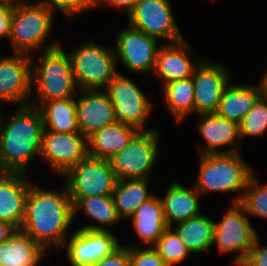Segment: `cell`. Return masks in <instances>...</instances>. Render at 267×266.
Here are the masks:
<instances>
[{
    "label": "cell",
    "instance_id": "cell-1",
    "mask_svg": "<svg viewBox=\"0 0 267 266\" xmlns=\"http://www.w3.org/2000/svg\"><path fill=\"white\" fill-rule=\"evenodd\" d=\"M31 183L20 229L45 251L60 249L68 239L66 234L73 223V205L67 188L46 190ZM58 248V249H57Z\"/></svg>",
    "mask_w": 267,
    "mask_h": 266
},
{
    "label": "cell",
    "instance_id": "cell-2",
    "mask_svg": "<svg viewBox=\"0 0 267 266\" xmlns=\"http://www.w3.org/2000/svg\"><path fill=\"white\" fill-rule=\"evenodd\" d=\"M16 109L7 123L0 116V172L27 174L30 161L40 155L43 117L30 104Z\"/></svg>",
    "mask_w": 267,
    "mask_h": 266
},
{
    "label": "cell",
    "instance_id": "cell-3",
    "mask_svg": "<svg viewBox=\"0 0 267 266\" xmlns=\"http://www.w3.org/2000/svg\"><path fill=\"white\" fill-rule=\"evenodd\" d=\"M31 90L36 94L30 105L38 108L44 102L76 97L79 89L73 77L72 64L61 44L42 50L36 62L31 56Z\"/></svg>",
    "mask_w": 267,
    "mask_h": 266
},
{
    "label": "cell",
    "instance_id": "cell-4",
    "mask_svg": "<svg viewBox=\"0 0 267 266\" xmlns=\"http://www.w3.org/2000/svg\"><path fill=\"white\" fill-rule=\"evenodd\" d=\"M54 13L48 6L38 2L13 0V15L9 40L14 53L33 55V52L47 50L61 44H45L54 25Z\"/></svg>",
    "mask_w": 267,
    "mask_h": 266
},
{
    "label": "cell",
    "instance_id": "cell-5",
    "mask_svg": "<svg viewBox=\"0 0 267 266\" xmlns=\"http://www.w3.org/2000/svg\"><path fill=\"white\" fill-rule=\"evenodd\" d=\"M241 152L199 155L198 178L194 187L200 194L238 192L232 203H240L255 171L242 158Z\"/></svg>",
    "mask_w": 267,
    "mask_h": 266
},
{
    "label": "cell",
    "instance_id": "cell-6",
    "mask_svg": "<svg viewBox=\"0 0 267 266\" xmlns=\"http://www.w3.org/2000/svg\"><path fill=\"white\" fill-rule=\"evenodd\" d=\"M81 44L68 53L75 83L79 90H104L119 73L115 49L90 40Z\"/></svg>",
    "mask_w": 267,
    "mask_h": 266
},
{
    "label": "cell",
    "instance_id": "cell-7",
    "mask_svg": "<svg viewBox=\"0 0 267 266\" xmlns=\"http://www.w3.org/2000/svg\"><path fill=\"white\" fill-rule=\"evenodd\" d=\"M72 205L81 198L112 196L117 178L109 160L86 156L64 175Z\"/></svg>",
    "mask_w": 267,
    "mask_h": 266
},
{
    "label": "cell",
    "instance_id": "cell-8",
    "mask_svg": "<svg viewBox=\"0 0 267 266\" xmlns=\"http://www.w3.org/2000/svg\"><path fill=\"white\" fill-rule=\"evenodd\" d=\"M159 131H139L130 143L115 153L110 165L117 180L148 179L159 155Z\"/></svg>",
    "mask_w": 267,
    "mask_h": 266
},
{
    "label": "cell",
    "instance_id": "cell-9",
    "mask_svg": "<svg viewBox=\"0 0 267 266\" xmlns=\"http://www.w3.org/2000/svg\"><path fill=\"white\" fill-rule=\"evenodd\" d=\"M248 217L241 203H232L221 221L214 222L213 245L216 244L222 254L236 253L233 263L238 266L245 261L258 237Z\"/></svg>",
    "mask_w": 267,
    "mask_h": 266
},
{
    "label": "cell",
    "instance_id": "cell-10",
    "mask_svg": "<svg viewBox=\"0 0 267 266\" xmlns=\"http://www.w3.org/2000/svg\"><path fill=\"white\" fill-rule=\"evenodd\" d=\"M104 90L113 104L116 122L135 127L138 131L154 129L145 128L152 111V102L133 80L118 73Z\"/></svg>",
    "mask_w": 267,
    "mask_h": 266
},
{
    "label": "cell",
    "instance_id": "cell-11",
    "mask_svg": "<svg viewBox=\"0 0 267 266\" xmlns=\"http://www.w3.org/2000/svg\"><path fill=\"white\" fill-rule=\"evenodd\" d=\"M169 0H138L127 15L129 26L159 41L175 43L185 39L180 32ZM161 39V40H160Z\"/></svg>",
    "mask_w": 267,
    "mask_h": 266
},
{
    "label": "cell",
    "instance_id": "cell-12",
    "mask_svg": "<svg viewBox=\"0 0 267 266\" xmlns=\"http://www.w3.org/2000/svg\"><path fill=\"white\" fill-rule=\"evenodd\" d=\"M116 60L135 74L154 72L159 40L129 26L116 34Z\"/></svg>",
    "mask_w": 267,
    "mask_h": 266
},
{
    "label": "cell",
    "instance_id": "cell-13",
    "mask_svg": "<svg viewBox=\"0 0 267 266\" xmlns=\"http://www.w3.org/2000/svg\"><path fill=\"white\" fill-rule=\"evenodd\" d=\"M192 77L194 112L197 115L216 113L222 93L231 82V73L222 64L204 58Z\"/></svg>",
    "mask_w": 267,
    "mask_h": 266
},
{
    "label": "cell",
    "instance_id": "cell-14",
    "mask_svg": "<svg viewBox=\"0 0 267 266\" xmlns=\"http://www.w3.org/2000/svg\"><path fill=\"white\" fill-rule=\"evenodd\" d=\"M120 246L119 239L111 230L78 229L63 247L66 248V258L71 266H92Z\"/></svg>",
    "mask_w": 267,
    "mask_h": 266
},
{
    "label": "cell",
    "instance_id": "cell-15",
    "mask_svg": "<svg viewBox=\"0 0 267 266\" xmlns=\"http://www.w3.org/2000/svg\"><path fill=\"white\" fill-rule=\"evenodd\" d=\"M87 155V138L81 133L43 131L39 157L58 175L63 176Z\"/></svg>",
    "mask_w": 267,
    "mask_h": 266
},
{
    "label": "cell",
    "instance_id": "cell-16",
    "mask_svg": "<svg viewBox=\"0 0 267 266\" xmlns=\"http://www.w3.org/2000/svg\"><path fill=\"white\" fill-rule=\"evenodd\" d=\"M31 91V56L13 53L1 57L0 102L29 105Z\"/></svg>",
    "mask_w": 267,
    "mask_h": 266
},
{
    "label": "cell",
    "instance_id": "cell-17",
    "mask_svg": "<svg viewBox=\"0 0 267 266\" xmlns=\"http://www.w3.org/2000/svg\"><path fill=\"white\" fill-rule=\"evenodd\" d=\"M76 95L77 126L88 138L100 129L115 123L114 107L105 90H79Z\"/></svg>",
    "mask_w": 267,
    "mask_h": 266
},
{
    "label": "cell",
    "instance_id": "cell-18",
    "mask_svg": "<svg viewBox=\"0 0 267 266\" xmlns=\"http://www.w3.org/2000/svg\"><path fill=\"white\" fill-rule=\"evenodd\" d=\"M198 131L204 139L205 146L199 147L200 155L229 154L240 152L239 124L219 116L217 113L197 115ZM238 139V141H237ZM227 147V149L219 150ZM229 148V149H228Z\"/></svg>",
    "mask_w": 267,
    "mask_h": 266
},
{
    "label": "cell",
    "instance_id": "cell-19",
    "mask_svg": "<svg viewBox=\"0 0 267 266\" xmlns=\"http://www.w3.org/2000/svg\"><path fill=\"white\" fill-rule=\"evenodd\" d=\"M193 52L186 39L175 43H164L157 52L154 75L162 79L163 85L192 77L196 67L203 60ZM190 53L197 59L196 63L192 61Z\"/></svg>",
    "mask_w": 267,
    "mask_h": 266
},
{
    "label": "cell",
    "instance_id": "cell-20",
    "mask_svg": "<svg viewBox=\"0 0 267 266\" xmlns=\"http://www.w3.org/2000/svg\"><path fill=\"white\" fill-rule=\"evenodd\" d=\"M30 185L25 173L0 172V221L20 229Z\"/></svg>",
    "mask_w": 267,
    "mask_h": 266
},
{
    "label": "cell",
    "instance_id": "cell-21",
    "mask_svg": "<svg viewBox=\"0 0 267 266\" xmlns=\"http://www.w3.org/2000/svg\"><path fill=\"white\" fill-rule=\"evenodd\" d=\"M199 196L201 194L193 186L188 188L179 182H172L166 189L163 205L164 219L168 227L187 221L201 214Z\"/></svg>",
    "mask_w": 267,
    "mask_h": 266
},
{
    "label": "cell",
    "instance_id": "cell-22",
    "mask_svg": "<svg viewBox=\"0 0 267 266\" xmlns=\"http://www.w3.org/2000/svg\"><path fill=\"white\" fill-rule=\"evenodd\" d=\"M139 131L124 123L115 122L87 138V154L92 158L109 160L125 148Z\"/></svg>",
    "mask_w": 267,
    "mask_h": 266
},
{
    "label": "cell",
    "instance_id": "cell-23",
    "mask_svg": "<svg viewBox=\"0 0 267 266\" xmlns=\"http://www.w3.org/2000/svg\"><path fill=\"white\" fill-rule=\"evenodd\" d=\"M129 219L133 222L137 236L147 247L153 246L168 228L162 201L155 194L140 205Z\"/></svg>",
    "mask_w": 267,
    "mask_h": 266
},
{
    "label": "cell",
    "instance_id": "cell-24",
    "mask_svg": "<svg viewBox=\"0 0 267 266\" xmlns=\"http://www.w3.org/2000/svg\"><path fill=\"white\" fill-rule=\"evenodd\" d=\"M262 96L260 83L257 86L250 84H230L222 93L217 114L225 119L240 124L247 112Z\"/></svg>",
    "mask_w": 267,
    "mask_h": 266
},
{
    "label": "cell",
    "instance_id": "cell-25",
    "mask_svg": "<svg viewBox=\"0 0 267 266\" xmlns=\"http://www.w3.org/2000/svg\"><path fill=\"white\" fill-rule=\"evenodd\" d=\"M46 251L21 229L0 244V266H37Z\"/></svg>",
    "mask_w": 267,
    "mask_h": 266
},
{
    "label": "cell",
    "instance_id": "cell-26",
    "mask_svg": "<svg viewBox=\"0 0 267 266\" xmlns=\"http://www.w3.org/2000/svg\"><path fill=\"white\" fill-rule=\"evenodd\" d=\"M214 222L209 216L201 213L187 221L176 223V226H171V228L194 255L213 247Z\"/></svg>",
    "mask_w": 267,
    "mask_h": 266
},
{
    "label": "cell",
    "instance_id": "cell-27",
    "mask_svg": "<svg viewBox=\"0 0 267 266\" xmlns=\"http://www.w3.org/2000/svg\"><path fill=\"white\" fill-rule=\"evenodd\" d=\"M38 109L43 117L44 131L80 133L75 98L44 102Z\"/></svg>",
    "mask_w": 267,
    "mask_h": 266
},
{
    "label": "cell",
    "instance_id": "cell-28",
    "mask_svg": "<svg viewBox=\"0 0 267 266\" xmlns=\"http://www.w3.org/2000/svg\"><path fill=\"white\" fill-rule=\"evenodd\" d=\"M148 179L117 180L112 199L120 219H129L136 209L154 194L148 191Z\"/></svg>",
    "mask_w": 267,
    "mask_h": 266
},
{
    "label": "cell",
    "instance_id": "cell-29",
    "mask_svg": "<svg viewBox=\"0 0 267 266\" xmlns=\"http://www.w3.org/2000/svg\"><path fill=\"white\" fill-rule=\"evenodd\" d=\"M81 209L83 214H85L84 216H88L91 220L99 223V225L88 224L78 229L109 230L106 227H113L116 224H119L121 220L117 215L112 196H91L81 198L73 206V219L76 218Z\"/></svg>",
    "mask_w": 267,
    "mask_h": 266
},
{
    "label": "cell",
    "instance_id": "cell-30",
    "mask_svg": "<svg viewBox=\"0 0 267 266\" xmlns=\"http://www.w3.org/2000/svg\"><path fill=\"white\" fill-rule=\"evenodd\" d=\"M162 89L165 106L178 123L194 112L193 77L169 82Z\"/></svg>",
    "mask_w": 267,
    "mask_h": 266
},
{
    "label": "cell",
    "instance_id": "cell-31",
    "mask_svg": "<svg viewBox=\"0 0 267 266\" xmlns=\"http://www.w3.org/2000/svg\"><path fill=\"white\" fill-rule=\"evenodd\" d=\"M167 266L181 264L188 257L190 250L185 246L176 232L168 227L152 246Z\"/></svg>",
    "mask_w": 267,
    "mask_h": 266
},
{
    "label": "cell",
    "instance_id": "cell-32",
    "mask_svg": "<svg viewBox=\"0 0 267 266\" xmlns=\"http://www.w3.org/2000/svg\"><path fill=\"white\" fill-rule=\"evenodd\" d=\"M240 139L255 136L263 137L267 133V99L261 96L247 112L239 124Z\"/></svg>",
    "mask_w": 267,
    "mask_h": 266
},
{
    "label": "cell",
    "instance_id": "cell-33",
    "mask_svg": "<svg viewBox=\"0 0 267 266\" xmlns=\"http://www.w3.org/2000/svg\"><path fill=\"white\" fill-rule=\"evenodd\" d=\"M255 175L248 182L240 203L245 207L248 216L267 220V183L260 184Z\"/></svg>",
    "mask_w": 267,
    "mask_h": 266
},
{
    "label": "cell",
    "instance_id": "cell-34",
    "mask_svg": "<svg viewBox=\"0 0 267 266\" xmlns=\"http://www.w3.org/2000/svg\"><path fill=\"white\" fill-rule=\"evenodd\" d=\"M39 3L45 4L53 12L56 7L59 11L63 12L67 18H72L74 15L95 8L94 0H41Z\"/></svg>",
    "mask_w": 267,
    "mask_h": 266
},
{
    "label": "cell",
    "instance_id": "cell-35",
    "mask_svg": "<svg viewBox=\"0 0 267 266\" xmlns=\"http://www.w3.org/2000/svg\"><path fill=\"white\" fill-rule=\"evenodd\" d=\"M131 266H167L157 251L152 247L139 248V245H130Z\"/></svg>",
    "mask_w": 267,
    "mask_h": 266
},
{
    "label": "cell",
    "instance_id": "cell-36",
    "mask_svg": "<svg viewBox=\"0 0 267 266\" xmlns=\"http://www.w3.org/2000/svg\"><path fill=\"white\" fill-rule=\"evenodd\" d=\"M92 266H131L130 247L121 245L111 255L102 258Z\"/></svg>",
    "mask_w": 267,
    "mask_h": 266
},
{
    "label": "cell",
    "instance_id": "cell-37",
    "mask_svg": "<svg viewBox=\"0 0 267 266\" xmlns=\"http://www.w3.org/2000/svg\"><path fill=\"white\" fill-rule=\"evenodd\" d=\"M259 241L258 236L247 258L240 266H267V246H262Z\"/></svg>",
    "mask_w": 267,
    "mask_h": 266
},
{
    "label": "cell",
    "instance_id": "cell-38",
    "mask_svg": "<svg viewBox=\"0 0 267 266\" xmlns=\"http://www.w3.org/2000/svg\"><path fill=\"white\" fill-rule=\"evenodd\" d=\"M12 15L13 0H2L0 2V38H9Z\"/></svg>",
    "mask_w": 267,
    "mask_h": 266
},
{
    "label": "cell",
    "instance_id": "cell-39",
    "mask_svg": "<svg viewBox=\"0 0 267 266\" xmlns=\"http://www.w3.org/2000/svg\"><path fill=\"white\" fill-rule=\"evenodd\" d=\"M138 0H94V7L100 6V2H106L107 5L110 4V6L123 9L125 13L128 15L134 6L136 5Z\"/></svg>",
    "mask_w": 267,
    "mask_h": 266
},
{
    "label": "cell",
    "instance_id": "cell-40",
    "mask_svg": "<svg viewBox=\"0 0 267 266\" xmlns=\"http://www.w3.org/2000/svg\"><path fill=\"white\" fill-rule=\"evenodd\" d=\"M16 230L17 228L13 224L0 221V244L9 239Z\"/></svg>",
    "mask_w": 267,
    "mask_h": 266
},
{
    "label": "cell",
    "instance_id": "cell-41",
    "mask_svg": "<svg viewBox=\"0 0 267 266\" xmlns=\"http://www.w3.org/2000/svg\"><path fill=\"white\" fill-rule=\"evenodd\" d=\"M260 86L262 90V96L267 99V71L260 80Z\"/></svg>",
    "mask_w": 267,
    "mask_h": 266
}]
</instances>
